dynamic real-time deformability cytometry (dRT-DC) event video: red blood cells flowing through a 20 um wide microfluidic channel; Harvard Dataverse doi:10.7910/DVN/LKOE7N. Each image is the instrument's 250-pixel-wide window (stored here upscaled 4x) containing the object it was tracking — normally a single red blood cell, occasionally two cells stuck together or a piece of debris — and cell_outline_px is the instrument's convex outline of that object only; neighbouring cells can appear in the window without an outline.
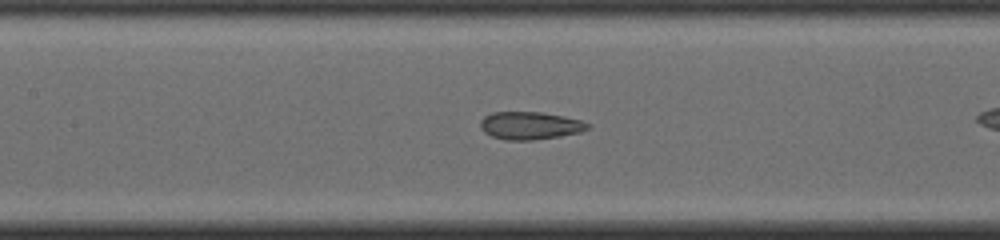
{"species": "common noctule bat (a hibernating species)", "species_latin": "Nyctalus noctula", "temperature_condition": "cold", "stored_images_in_passage": 28, "camera_frame_rate_fps": 3000, "um_per_image_px": 0.085, "animal": {"sex": "male", "body_mass_g": 19.0, "forearm_length_mm": 50.8}, "frame": {"image": 1, "passage_image": 13, "time_ms": 4.0, "image_size_px": [1000, 240], "cell_outline_px": [[592, 124], [588, 128], [580, 132], [560, 136], [532, 140], [504, 140], [492, 136], [484, 132], [480, 128], [480, 120], [484, 116], [492, 112], [540, 112], [564, 116], [580, 120]], "centroid_in_image_um": [45.03, 10.67], "position_along_channel_um": 162.4, "area_um2": 17.4}}
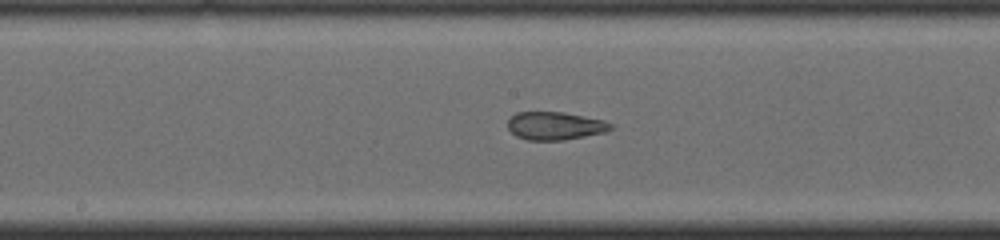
{"frame": {"image": 2, "passage_image": 16, "time_ms": 5.0, "image_size_px": [1000, 240], "cell_outline_px": [[616, 128], [608, 132], [564, 140], [528, 140], [516, 136], [508, 128], [508, 120], [516, 112], [564, 112], [604, 120], [612, 124]], "centroid_in_image_um": [47.23, 10.7], "position_along_channel_um": 201.0, "area_um2": 16.99}}